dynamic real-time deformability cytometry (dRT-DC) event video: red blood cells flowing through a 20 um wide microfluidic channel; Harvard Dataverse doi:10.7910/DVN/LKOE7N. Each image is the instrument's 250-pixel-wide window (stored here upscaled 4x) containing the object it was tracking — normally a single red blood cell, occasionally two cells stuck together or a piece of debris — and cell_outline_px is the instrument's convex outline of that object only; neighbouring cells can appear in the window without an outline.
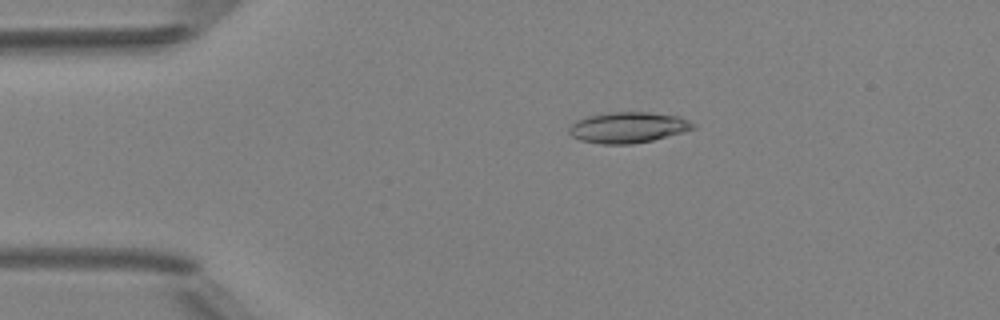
{"species": "Egyptian fruit bat (a non-hibernating species)", "species_latin": "Rousettus aegyptiacus", "temperature_condition": "room temperature", "stored_images_in_passage": 5, "camera_frame_rate_fps": 3000, "um_per_image_px": 0.085, "animal": {"sex": "female"}, "frame": {"image": 1, "passage_image": 3, "time_ms": 2.333, "image_size_px": [1000, 320], "cell_outline_px": [[696, 128], [684, 132], [652, 140], [632, 144], [600, 144], [580, 140], [572, 136], [568, 132], [568, 128], [576, 120], [588, 116], [608, 112], [648, 112], [680, 116], [696, 124]], "centroid_in_image_um": [53.39, 10.83], "position_along_channel_um": 31.6, "area_um2": 22.43}}